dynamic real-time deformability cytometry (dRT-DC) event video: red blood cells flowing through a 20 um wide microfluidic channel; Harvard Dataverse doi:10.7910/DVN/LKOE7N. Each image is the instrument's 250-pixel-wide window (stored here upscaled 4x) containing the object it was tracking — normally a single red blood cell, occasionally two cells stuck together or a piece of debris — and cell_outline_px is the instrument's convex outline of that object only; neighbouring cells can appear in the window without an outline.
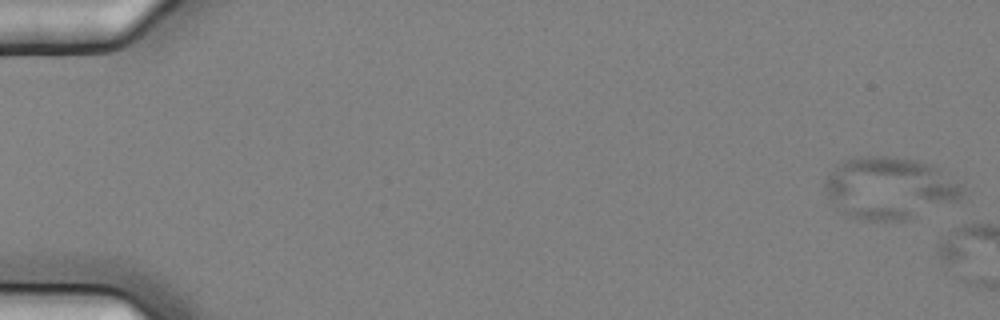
{"species": "common noctule bat (a hibernating species)", "species_latin": "Nyctalus noctula", "temperature_condition": "cold", "stored_images_in_passage": 2, "camera_frame_rate_fps": 3000, "um_per_image_px": 0.085, "animal": {"sex": "female", "body_mass_g": 25.1}, "frame": {"image": 1, "passage_image": 1, "time_ms": 0.0, "image_size_px": [1000, 320], "cell_outline_px": [[964, 196], [960, 200], [904, 220], [860, 220], [836, 208], [828, 196], [824, 188], [824, 180], [836, 164], [844, 160], [856, 156], [888, 156], [916, 160], [940, 168], [960, 184], [964, 188]], "centroid_in_image_um": [75.6, 15.97], "position_along_channel_um": 9.4, "area_um2": 49.71}}